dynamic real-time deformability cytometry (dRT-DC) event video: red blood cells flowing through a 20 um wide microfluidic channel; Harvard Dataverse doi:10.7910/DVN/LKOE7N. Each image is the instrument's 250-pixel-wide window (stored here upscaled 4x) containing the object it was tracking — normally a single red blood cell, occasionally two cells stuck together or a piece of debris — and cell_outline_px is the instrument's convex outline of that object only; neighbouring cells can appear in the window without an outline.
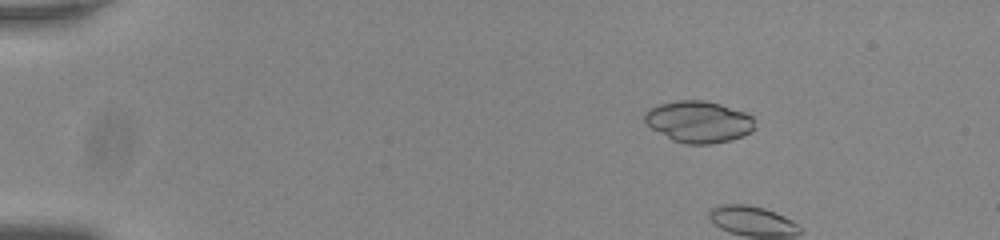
{"species": "common noctule bat (a hibernating species)", "species_latin": "Nyctalus noctula", "temperature_condition": "room temperature", "stored_images_in_passage": 13, "camera_frame_rate_fps": 3000, "um_per_image_px": 0.085, "animal": {"sex": "male", "body_mass_g": 20.0, "forearm_length_mm": 53.3}, "frame": {"image": 1, "passage_image": 10, "time_ms": 3.0, "image_size_px": [1000, 240], "cell_outline_px": [[756, 128], [752, 132], [744, 136], [732, 140], [712, 144], [684, 144], [672, 140], [652, 128], [644, 120], [644, 112], [660, 104], [676, 100], [704, 100], [720, 104], [744, 112], [752, 116]], "centroid_in_image_um": [59.42, 10.36], "position_along_channel_um": 25.6, "area_um2": 26.82}}